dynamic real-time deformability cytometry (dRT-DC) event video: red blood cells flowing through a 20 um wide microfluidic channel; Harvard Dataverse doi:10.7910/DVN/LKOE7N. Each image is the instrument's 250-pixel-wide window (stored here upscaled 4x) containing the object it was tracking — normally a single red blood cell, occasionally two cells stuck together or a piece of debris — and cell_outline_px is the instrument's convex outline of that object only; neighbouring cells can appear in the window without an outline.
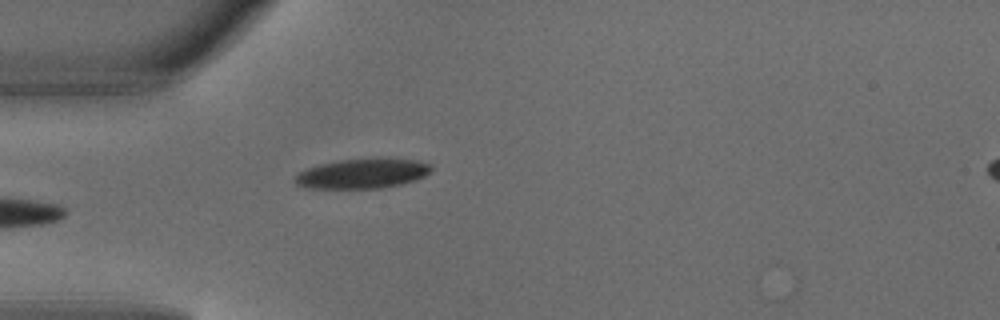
{"species": "common noctule bat (a hibernating species)", "species_latin": "Nyctalus noctula", "temperature_condition": "warm", "stored_images_in_passage": 3, "camera_frame_rate_fps": 3000, "um_per_image_px": 0.085, "animal": {"sex": "male", "body_mass_g": 18.8}, "frame": {"image": 1, "passage_image": 3, "time_ms": 0.667, "image_size_px": [1000, 320], "cell_outline_px": [[432, 172], [416, 180], [400, 184], [380, 188], [308, 188], [296, 184], [296, 176], [300, 172], [308, 168], [320, 164], [340, 160], [376, 156], [380, 156], [416, 160], [432, 164]], "centroid_in_image_um": [30.9, 14.71], "position_along_channel_um": 54.1, "area_um2": 24.1}}